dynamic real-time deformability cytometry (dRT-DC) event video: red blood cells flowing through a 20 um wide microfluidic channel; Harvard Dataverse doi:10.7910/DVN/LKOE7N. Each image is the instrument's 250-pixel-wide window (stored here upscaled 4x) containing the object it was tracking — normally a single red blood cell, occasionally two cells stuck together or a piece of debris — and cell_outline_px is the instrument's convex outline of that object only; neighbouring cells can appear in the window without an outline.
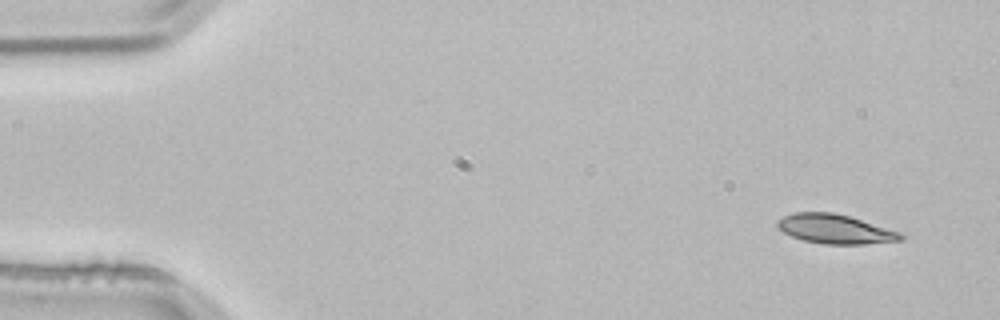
{"species": "common noctule bat (a hibernating species)", "species_latin": "Nyctalus noctula", "temperature_condition": "room temperature", "stored_images_in_passage": 3, "camera_frame_rate_fps": 3000, "um_per_image_px": 0.085, "animal": {"sex": "male", "body_mass_g": 21.5, "forearm_length_mm": 52.0}, "frame": {"image": 1, "passage_image": 1, "time_ms": 0.0, "image_size_px": [1000, 320], "cell_outline_px": [[904, 240], [864, 244], [824, 244], [804, 240], [792, 236], [784, 232], [776, 224], [776, 220], [792, 212], [832, 212], [848, 216], [900, 232], [904, 236]], "centroid_in_image_um": [70.97, 19.46], "position_along_channel_um": 14.0, "area_um2": 20.87}}
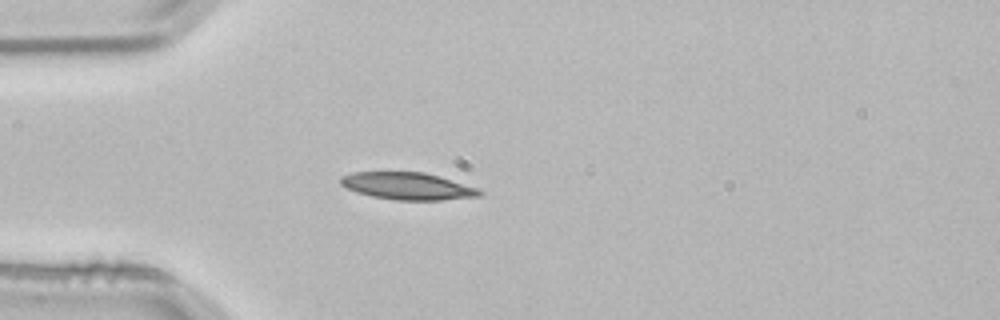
{"frame": {"image": 2, "passage_image": 3, "time_ms": 0.667, "image_size_px": [1000, 320], "cell_outline_px": [[484, 196], [440, 200], [396, 200], [372, 196], [356, 192], [340, 184], [340, 176], [352, 172], [424, 172], [480, 188], [484, 192]], "centroid_in_image_um": [34.69, 15.82], "position_along_channel_um": 50.3, "area_um2": 22.14}}